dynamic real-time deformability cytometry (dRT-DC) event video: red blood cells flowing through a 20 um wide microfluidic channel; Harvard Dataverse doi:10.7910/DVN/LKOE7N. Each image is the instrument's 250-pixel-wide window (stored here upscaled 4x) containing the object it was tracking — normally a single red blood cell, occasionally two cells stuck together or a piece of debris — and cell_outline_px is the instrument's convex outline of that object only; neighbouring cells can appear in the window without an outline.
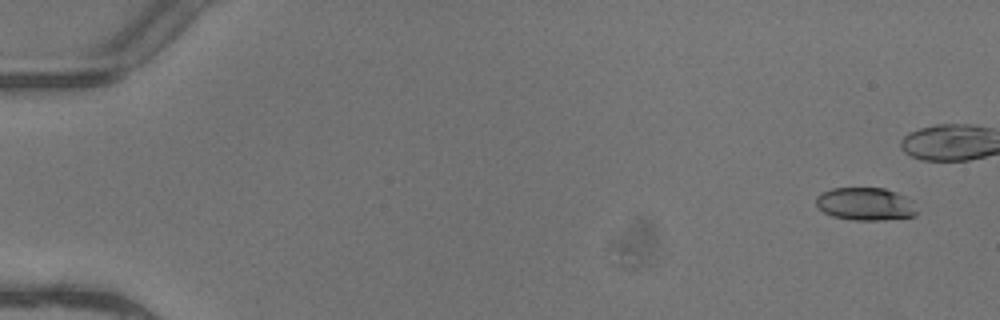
{"species": "common noctule bat (a hibernating species)", "species_latin": "Nyctalus noctula", "temperature_condition": "warm", "stored_images_in_passage": 6, "camera_frame_rate_fps": 3000, "um_per_image_px": 0.085, "animal": {"sex": "female"}, "frame": {"image": 1, "passage_image": 1, "time_ms": 0.0, "image_size_px": [1000, 320], "cell_outline_px": [[916, 212], [912, 216], [884, 220], [852, 220], [832, 216], [824, 212], [816, 204], [816, 196], [832, 188], [884, 188], [896, 192], [912, 200]], "centroid_in_image_um": [73.54, 17.34], "position_along_channel_um": 11.5, "area_um2": 19.13}}
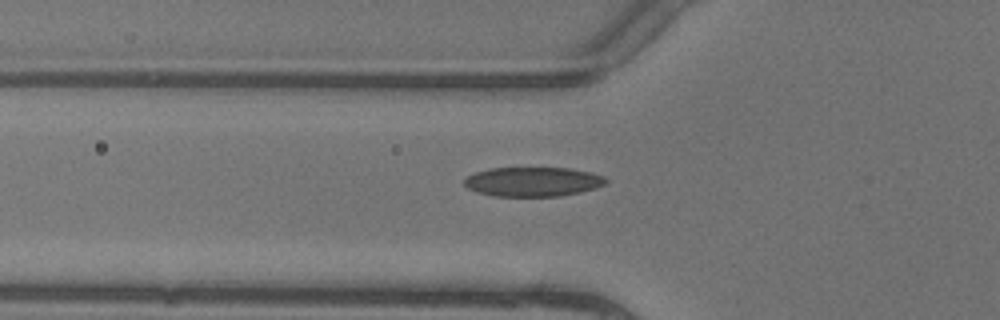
{"frame": {"image": 2, "passage_image": 6, "time_ms": 1.667, "image_size_px": [1000, 320], "cell_outline_px": [[608, 180], [604, 184], [596, 188], [580, 192], [560, 196], [492, 196], [476, 192], [468, 188], [464, 184], [464, 180], [468, 176], [476, 172], [488, 168], [568, 168], [592, 172], [604, 176]], "centroid_in_image_um": [45.3, 15.44], "position_along_channel_um": 80.5, "area_um2": 24.33}}